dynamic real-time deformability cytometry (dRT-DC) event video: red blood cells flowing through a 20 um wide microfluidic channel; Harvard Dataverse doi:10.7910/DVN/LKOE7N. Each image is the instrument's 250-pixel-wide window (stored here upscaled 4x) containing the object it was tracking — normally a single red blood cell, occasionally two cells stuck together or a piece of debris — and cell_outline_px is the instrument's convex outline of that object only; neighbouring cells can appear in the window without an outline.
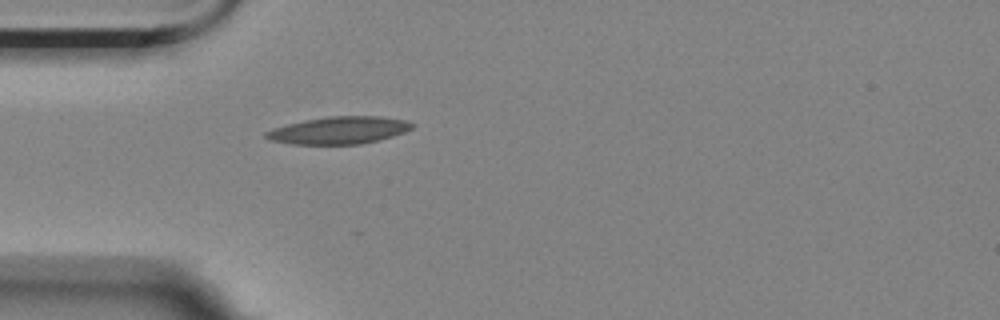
{"species": "Egyptian fruit bat (a non-hibernating species)", "species_latin": "Rousettus aegyptiacus", "temperature_condition": "room temperature", "stored_images_in_passage": 3, "camera_frame_rate_fps": 3000, "um_per_image_px": 0.085, "animal": {"sex": "female"}, "frame": {"image": 1, "passage_image": 3, "time_ms": 0.667, "image_size_px": [1000, 320], "cell_outline_px": [[416, 124], [412, 128], [404, 132], [392, 136], [360, 144], [292, 144], [272, 140], [264, 136], [264, 132], [272, 128], [304, 120], [328, 116], [384, 116], [408, 120]], "centroid_in_image_um": [28.84, 11.06], "position_along_channel_um": 56.2, "area_um2": 23.29}}